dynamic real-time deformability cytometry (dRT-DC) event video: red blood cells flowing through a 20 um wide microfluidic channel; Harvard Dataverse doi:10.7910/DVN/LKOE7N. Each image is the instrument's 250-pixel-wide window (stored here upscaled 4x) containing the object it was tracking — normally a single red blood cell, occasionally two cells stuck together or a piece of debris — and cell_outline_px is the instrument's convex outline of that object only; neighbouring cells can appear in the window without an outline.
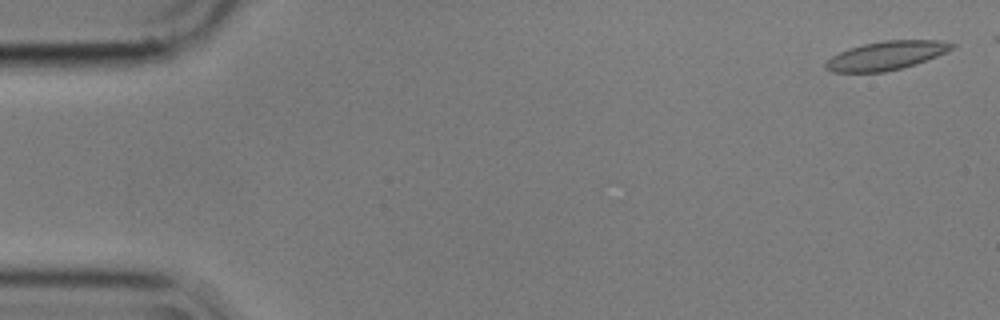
{"species": "common noctule bat (a hibernating species)", "species_latin": "Nyctalus noctula", "temperature_condition": "cold", "stored_images_in_passage": 48, "camera_frame_rate_fps": 3000, "um_per_image_px": 0.085, "animal": {"sex": "male", "body_mass_g": 17.9}, "frame": {"image": 1, "passage_image": 2, "time_ms": 0.333, "image_size_px": [1000, 320], "cell_outline_px": [[956, 44], [952, 48], [936, 56], [916, 64], [884, 72], [832, 72], [824, 68], [824, 64], [832, 56], [848, 48], [864, 44], [884, 40], [944, 40]], "centroid_in_image_um": [75.31, 4.72], "position_along_channel_um": 9.7, "area_um2": 20.98}}
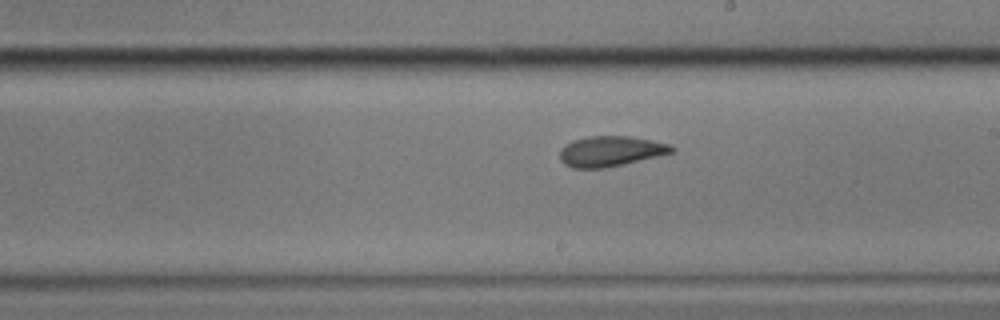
{"frame": {"image": 2, "passage_image": 32, "time_ms": 10.333, "image_size_px": [1000, 320], "cell_outline_px": [[676, 148], [672, 152], [624, 164], [604, 168], [572, 168], [564, 164], [560, 160], [560, 148], [564, 144], [572, 140], [588, 136], [628, 136], [652, 140], [672, 144]], "centroid_in_image_um": [51.87, 12.85], "position_along_channel_um": 237.1, "area_um2": 19.88}}
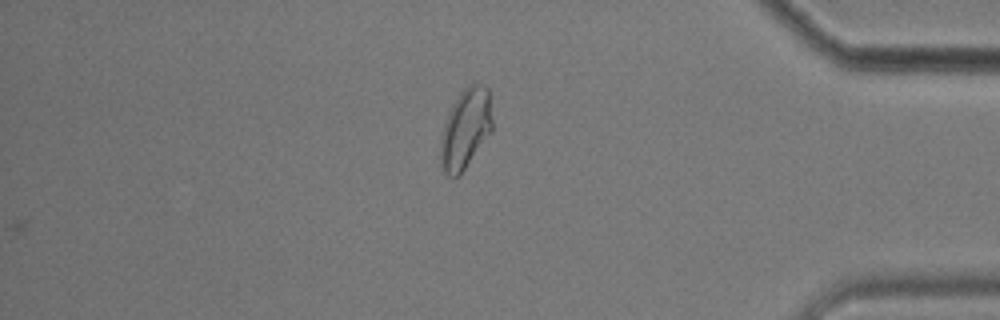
{"frame": {"image": 3, "passage_image": 48, "time_ms": 15.667, "image_size_px": [1000, 320], "cell_outline_px": [[492, 132], [460, 176], [448, 176], [444, 172], [440, 164], [440, 140], [444, 124], [448, 112], [452, 104], [460, 92], [472, 80], [484, 84], [488, 88], [492, 120]], "centroid_in_image_um": [39.57, 10.92], "position_along_channel_um": 395.6, "area_um2": 24.68}, "authors_computed_cell_mechanics": {"area_um2": 20.23, "velocity_mm_per_s": 3.5416, "shape_relaxation_time_tau1_ms": 4.55, "shape_relaxation_time_tau2_ms": 2.0193, "deformation_change_tau1": 0.1513, "deformation_change_tau2": 0.0786}}